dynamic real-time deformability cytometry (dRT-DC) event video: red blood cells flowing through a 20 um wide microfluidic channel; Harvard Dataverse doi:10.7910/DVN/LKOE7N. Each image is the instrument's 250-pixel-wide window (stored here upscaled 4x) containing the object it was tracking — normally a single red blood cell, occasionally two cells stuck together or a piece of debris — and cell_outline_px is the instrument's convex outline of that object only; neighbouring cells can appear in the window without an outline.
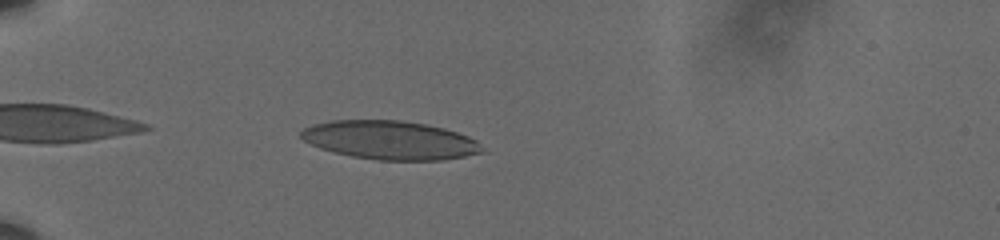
{"species": "human", "species_latin": "Homo sapiens", "temperature_condition": "cold", "stored_images_in_passage": 39, "camera_frame_rate_fps": 3000, "um_per_image_px": 0.085, "donor": {"sex": "male"}, "frame": {"image": 1, "passage_image": 3, "time_ms": 0.667, "image_size_px": [1000, 240], "cell_outline_px": [[488, 152], [444, 160], [380, 160], [352, 156], [320, 148], [304, 140], [300, 136], [300, 132], [304, 128], [312, 124], [332, 120], [400, 120], [424, 124], [444, 128], [468, 136], [476, 140]], "centroid_in_image_um": [33.2, 11.91], "position_along_channel_um": 51.8, "area_um2": 40.81}}
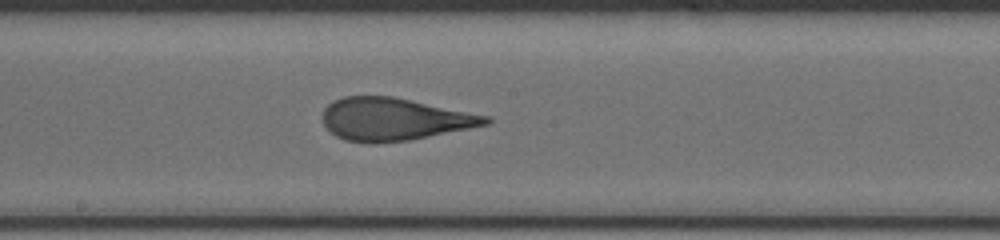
{"frame": {"image": 2, "passage_image": 19, "time_ms": 6.0, "image_size_px": [1000, 240], "cell_outline_px": [[492, 120], [488, 124], [408, 140], [368, 144], [344, 140], [336, 136], [324, 124], [320, 116], [324, 108], [332, 100], [344, 96], [392, 96], [488, 116]], "centroid_in_image_um": [33.41, 10.13], "position_along_channel_um": 214.8, "area_um2": 40.23}}
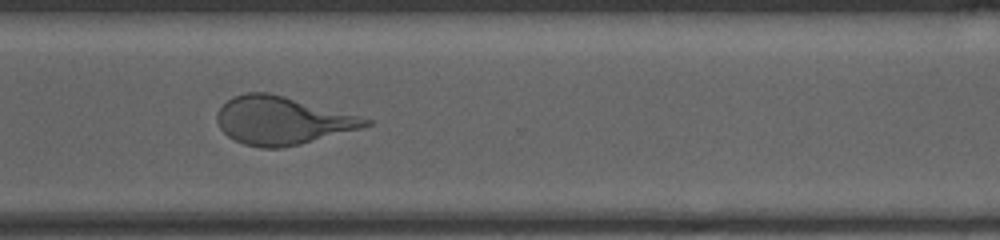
{"frame": {"image": 3, "passage_image": 30, "time_ms": 9.667, "image_size_px": [1000, 240], "cell_outline_px": [[372, 124], [360, 128], [300, 144], [280, 148], [260, 148], [244, 144], [228, 136], [220, 128], [216, 120], [216, 112], [232, 96], [248, 92], [268, 92], [284, 96], [372, 120]], "centroid_in_image_um": [23.91, 10.25], "position_along_channel_um": 346.7, "area_um2": 40.92}, "authors_computed_cell_mechanics": {"area_um2": 40.5756, "velocity_mm_per_s": 3.6176, "shape_relaxation_time_tau1_ms": 9.0474, "shape_relaxation_time_tau2_ms": 0.9039, "deformation_change_tau1": 0.2564, "deformation_change_tau2": 0.0826}}